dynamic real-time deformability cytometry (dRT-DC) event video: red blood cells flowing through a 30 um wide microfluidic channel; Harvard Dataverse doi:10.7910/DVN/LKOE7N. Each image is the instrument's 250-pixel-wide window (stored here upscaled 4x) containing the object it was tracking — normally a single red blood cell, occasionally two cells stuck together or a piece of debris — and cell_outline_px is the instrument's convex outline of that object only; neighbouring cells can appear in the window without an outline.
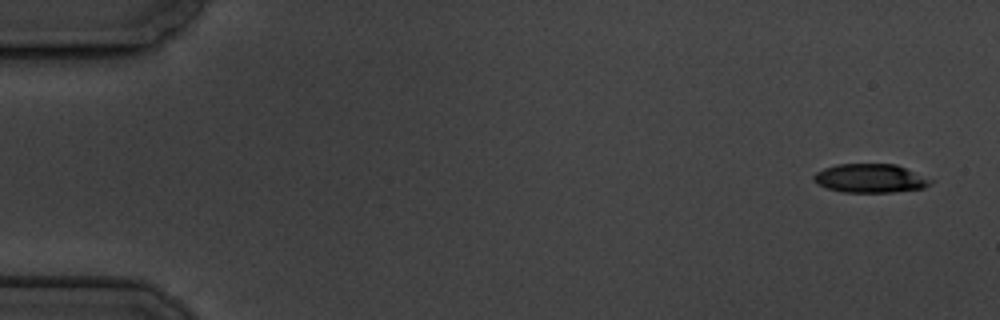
{"species": "common noctule bat (a hibernating species)", "species_latin": "Nyctalus noctula", "temperature_condition": "cold", "stored_images_in_passage": 5, "camera_frame_rate_fps": 3000, "um_per_image_px": 0.085, "animal": {"sex": "male", "body_mass_g": 19.5, "forearm_length_mm": 54.6}, "frame": {"image": 1, "passage_image": 1, "time_ms": 0.0, "image_size_px": [1000, 320], "cell_outline_px": [[936, 180], [932, 184], [924, 188], [892, 192], [844, 192], [828, 188], [816, 184], [812, 180], [812, 176], [816, 172], [824, 168], [836, 164], [896, 164]], "centroid_in_image_um": [74.0, 15.15], "position_along_channel_um": 11.0, "area_um2": 19.83}}
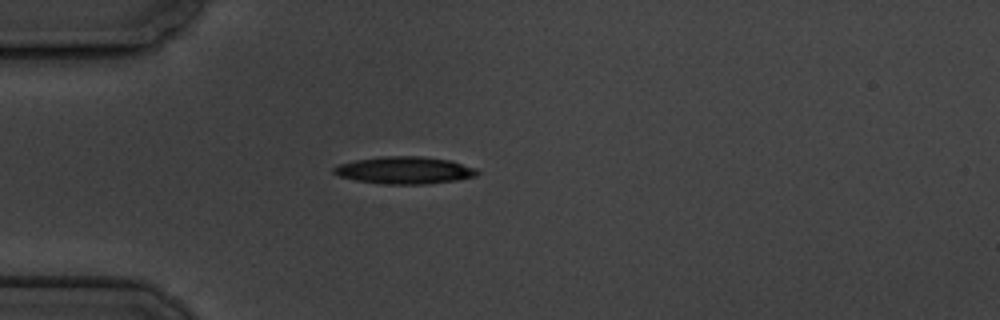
{"frame": {"image": 2, "passage_image": 5, "time_ms": 4.667, "image_size_px": [1000, 320], "cell_outline_px": [[480, 172], [476, 176], [456, 180], [428, 184], [380, 184], [356, 180], [340, 176], [332, 172], [332, 168], [336, 164], [356, 160], [380, 156], [424, 156], [452, 160], [476, 168]], "centroid_in_image_um": [34.39, 14.46], "position_along_channel_um": 50.6, "area_um2": 23.06}}